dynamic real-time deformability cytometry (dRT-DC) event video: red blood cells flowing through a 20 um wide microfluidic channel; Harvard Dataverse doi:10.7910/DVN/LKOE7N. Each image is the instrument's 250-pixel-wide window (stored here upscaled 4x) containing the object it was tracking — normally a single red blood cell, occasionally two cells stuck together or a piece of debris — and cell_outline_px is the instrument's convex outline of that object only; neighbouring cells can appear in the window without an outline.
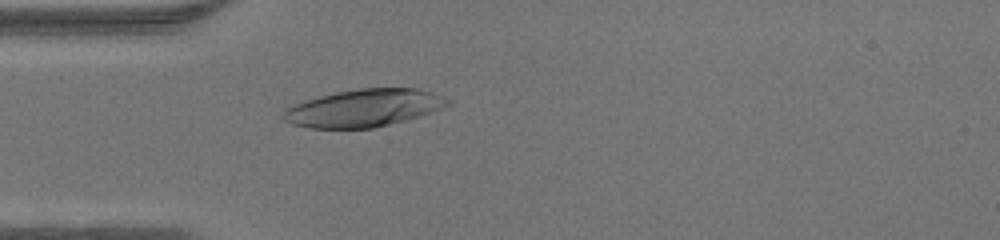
{"species": "human", "species_latin": "Homo sapiens", "temperature_condition": "warm", "stored_images_in_passage": 47, "camera_frame_rate_fps": 3000, "um_per_image_px": 0.085, "donor": {"sex": "male"}, "frame": {"image": 1, "passage_image": 14, "time_ms": 4.333, "image_size_px": [1000, 240], "cell_outline_px": [[452, 104], [404, 120], [372, 128], [308, 128], [292, 124], [284, 120], [280, 116], [284, 108], [304, 100], [336, 92], [360, 88], [416, 88], [444, 96], [452, 100]], "centroid_in_image_um": [30.87, 9.17], "position_along_channel_um": 54.1, "area_um2": 35.78}}
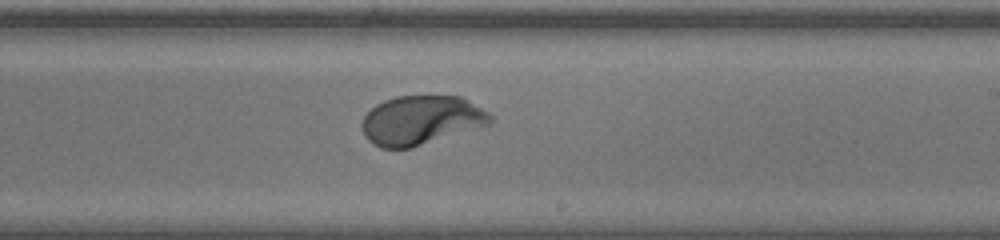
{"frame": {"image": 2, "passage_image": 28, "time_ms": 9.0, "image_size_px": [1000, 240], "cell_outline_px": [[492, 120], [488, 124], [412, 148], [380, 148], [372, 144], [364, 136], [360, 124], [364, 116], [376, 104], [384, 100], [396, 96], [460, 96], [488, 112], [492, 116]], "centroid_in_image_um": [35.73, 10.22], "position_along_channel_um": 253.3, "area_um2": 36.59}}
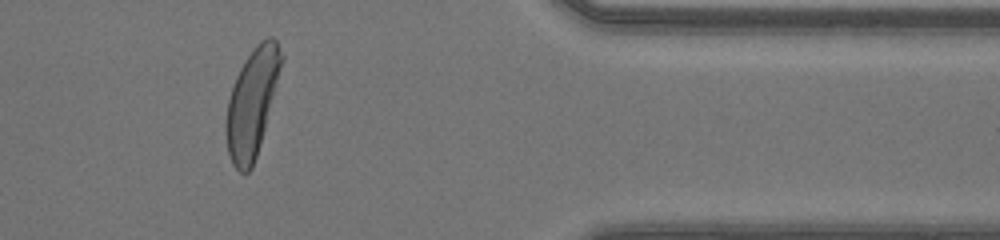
{"frame": {"image": 3, "passage_image": 39, "time_ms": 12.667, "image_size_px": [1000, 240], "cell_outline_px": [[284, 60], [260, 144], [252, 168], [248, 172], [240, 172], [232, 164], [228, 152], [224, 132], [224, 124], [228, 100], [236, 76], [244, 60], [256, 44], [260, 40], [268, 36], [272, 36], [276, 40], [284, 56]], "centroid_in_image_um": [21.42, 8.69], "position_along_channel_um": 390.0, "area_um2": 34.85}}